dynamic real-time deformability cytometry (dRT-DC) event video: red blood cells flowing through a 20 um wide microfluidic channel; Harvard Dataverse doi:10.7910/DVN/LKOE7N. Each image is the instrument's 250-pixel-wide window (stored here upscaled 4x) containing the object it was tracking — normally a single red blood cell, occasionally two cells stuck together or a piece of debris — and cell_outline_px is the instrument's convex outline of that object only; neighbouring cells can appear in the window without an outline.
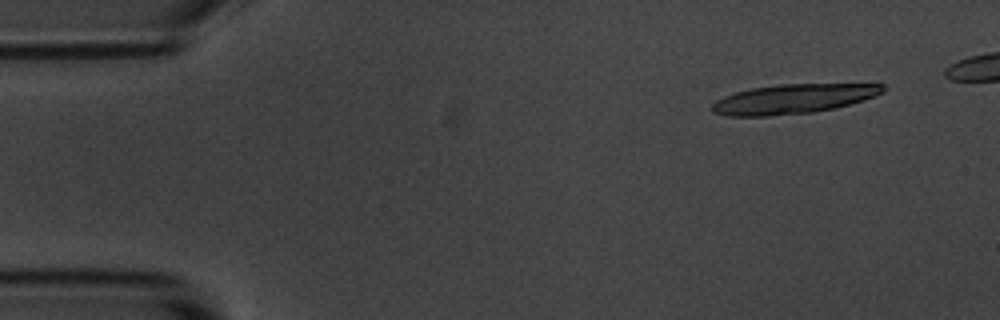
{"species": "common noctule bat (a hibernating species)", "species_latin": "Nyctalus noctula", "temperature_condition": "room temperature", "stored_images_in_passage": 6, "camera_frame_rate_fps": 3000, "um_per_image_px": 0.085, "animal": {"sex": "male", "body_mass_g": 20.1, "forearm_length_mm": 53.5}, "frame": {"image": 1, "passage_image": 2, "time_ms": 1.0, "image_size_px": [1000, 320], "cell_outline_px": [[884, 92], [864, 100], [836, 108], [812, 112], [768, 116], [728, 116], [712, 112], [712, 104], [716, 100], [724, 96], [736, 92], [752, 88], [780, 84], [880, 80], [884, 84]], "centroid_in_image_um": [67.65, 8.34], "position_along_channel_um": 17.4, "area_um2": 30.75}}